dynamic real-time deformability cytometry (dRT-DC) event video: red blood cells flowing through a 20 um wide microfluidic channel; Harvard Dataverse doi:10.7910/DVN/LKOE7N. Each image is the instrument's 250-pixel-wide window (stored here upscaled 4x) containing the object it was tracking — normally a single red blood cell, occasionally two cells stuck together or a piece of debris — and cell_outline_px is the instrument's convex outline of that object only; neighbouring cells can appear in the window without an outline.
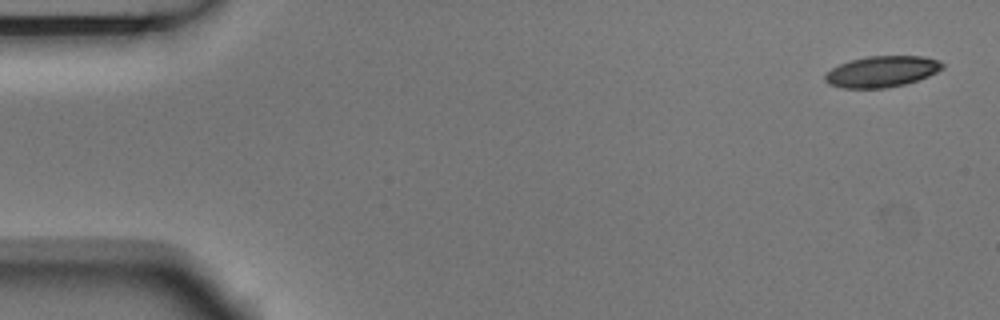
{"species": "Egyptian fruit bat (a non-hibernating species)", "species_latin": "Rousettus aegyptiacus", "temperature_condition": "room temperature", "stored_images_in_passage": 5, "camera_frame_rate_fps": 3000, "um_per_image_px": 0.085, "animal": {"sex": "male"}, "frame": {"image": 1, "passage_image": 1, "time_ms": 0.0, "image_size_px": [1000, 320], "cell_outline_px": [[944, 68], [928, 76], [904, 84], [888, 88], [844, 88], [828, 84], [824, 80], [824, 76], [832, 68], [840, 64], [852, 60], [868, 56], [924, 56], [940, 60], [944, 64]], "centroid_in_image_um": [74.97, 6.08], "position_along_channel_um": 10.0, "area_um2": 21.21}}
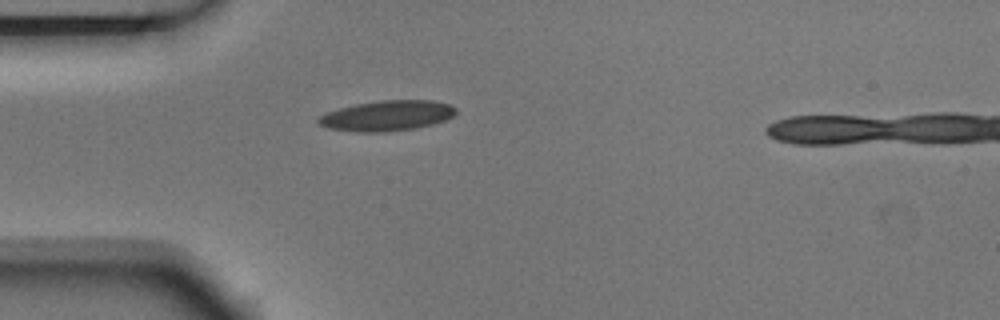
{"frame": {"image": 2, "passage_image": 4, "time_ms": 1.0, "image_size_px": [1000, 320], "cell_outline_px": [[456, 112], [452, 116], [444, 120], [432, 124], [416, 128], [384, 132], [356, 132], [328, 128], [320, 124], [316, 120], [320, 116], [328, 112], [340, 108], [356, 104], [380, 100], [432, 100], [448, 104], [456, 108]], "centroid_in_image_um": [32.89, 9.83], "position_along_channel_um": 52.1, "area_um2": 24.16}}